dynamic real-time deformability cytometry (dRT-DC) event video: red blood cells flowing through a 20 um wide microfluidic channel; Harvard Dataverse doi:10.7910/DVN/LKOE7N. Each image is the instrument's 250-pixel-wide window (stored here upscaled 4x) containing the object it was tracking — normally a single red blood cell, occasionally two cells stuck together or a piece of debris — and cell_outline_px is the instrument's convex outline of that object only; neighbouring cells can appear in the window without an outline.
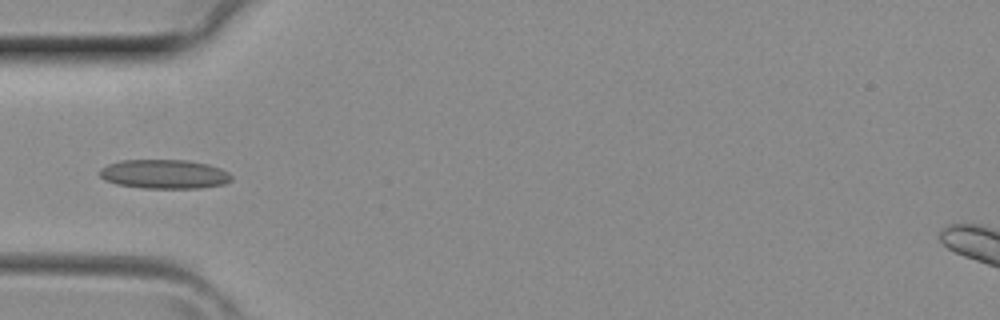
{"species": "common noctule bat (a hibernating species)", "species_latin": "Nyctalus noctula", "temperature_condition": "room temperature", "stored_images_in_passage": 3, "camera_frame_rate_fps": 3000, "um_per_image_px": 0.085, "animal": {"sex": "female", "body_mass_g": 29.2, "forearm_length_mm": 56.3}, "frame": {"image": 1, "passage_image": 3, "time_ms": 0.667, "image_size_px": [1000, 320], "cell_outline_px": [[232, 180], [224, 184], [200, 188], [144, 188], [116, 184], [104, 180], [100, 176], [100, 168], [108, 164], [120, 160], [184, 160], [208, 164], [220, 168], [228, 172], [232, 176]], "centroid_in_image_um": [13.96, 14.8], "position_along_channel_um": 71.0, "area_um2": 22.43}}